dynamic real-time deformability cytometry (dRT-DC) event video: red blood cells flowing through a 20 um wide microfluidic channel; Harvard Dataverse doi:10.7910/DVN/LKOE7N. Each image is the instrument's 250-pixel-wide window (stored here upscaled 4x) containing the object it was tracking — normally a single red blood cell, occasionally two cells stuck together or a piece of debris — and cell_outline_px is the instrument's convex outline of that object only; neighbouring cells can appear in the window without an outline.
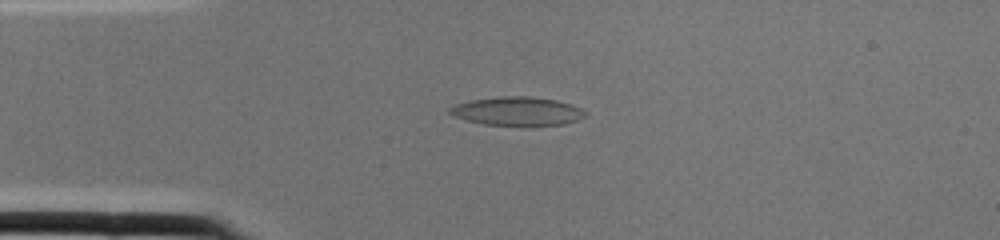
{"species": "common noctule bat (a hibernating species)", "species_latin": "Nyctalus noctula", "temperature_condition": "cold", "stored_images_in_passage": 1, "camera_frame_rate_fps": 3000, "um_per_image_px": 0.085, "animal": {"sex": "female", "body_mass_g": 22.0, "forearm_length_mm": 56.7}, "frame": {"image": 1, "passage_image": 1, "time_ms": 0.0, "image_size_px": [1000, 240], "cell_outline_px": [[588, 112], [584, 116], [576, 120], [564, 124], [532, 128], [528, 128], [484, 124], [468, 120], [456, 116], [448, 112], [448, 108], [452, 104], [472, 100], [500, 96], [528, 96], [556, 100], [572, 104]], "centroid_in_image_um": [43.99, 9.48], "position_along_channel_um": 41.0, "area_um2": 23.35}}